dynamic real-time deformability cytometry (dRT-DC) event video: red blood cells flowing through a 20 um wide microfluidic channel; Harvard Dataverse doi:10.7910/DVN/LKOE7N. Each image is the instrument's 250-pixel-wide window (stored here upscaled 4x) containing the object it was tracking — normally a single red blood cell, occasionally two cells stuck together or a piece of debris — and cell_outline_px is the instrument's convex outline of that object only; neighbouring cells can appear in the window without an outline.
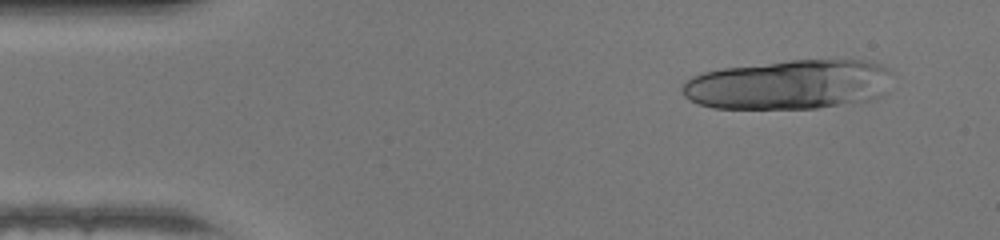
{"species": "human", "species_latin": "Homo sapiens", "temperature_condition": "warm", "stored_images_in_passage": 15, "camera_frame_rate_fps": 3000, "um_per_image_px": 0.085, "donor": {"sex": "female"}, "frame": {"image": 1, "passage_image": 4, "time_ms": 1.0, "image_size_px": [1000, 240], "cell_outline_px": [[888, 92], [876, 100], [816, 108], [712, 108], [688, 100], [680, 92], [680, 88], [692, 76], [704, 72], [724, 68], [792, 60], [864, 60], [880, 64], [888, 68]], "centroid_in_image_um": [67.08, 7.2], "position_along_channel_um": 17.9, "area_um2": 60.86}}